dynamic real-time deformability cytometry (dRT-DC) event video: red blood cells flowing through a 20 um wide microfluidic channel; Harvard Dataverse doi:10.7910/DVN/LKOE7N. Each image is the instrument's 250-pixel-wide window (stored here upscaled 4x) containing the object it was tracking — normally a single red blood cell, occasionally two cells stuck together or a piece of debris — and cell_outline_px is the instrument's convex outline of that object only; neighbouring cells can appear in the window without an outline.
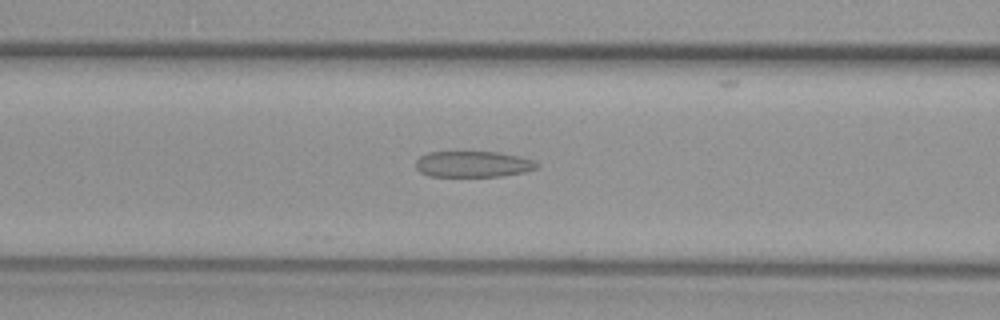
{"species": "common noctule bat (a hibernating species)", "species_latin": "Nyctalus noctula", "temperature_condition": "warm", "stored_images_in_passage": 39, "camera_frame_rate_fps": 3000, "um_per_image_px": 0.085, "animal": {"sex": "female", "body_mass_g": 29.2, "forearm_length_mm": 56.3}, "frame": {"image": 1, "passage_image": 9, "time_ms": 2.667, "image_size_px": [1000, 320], "cell_outline_px": [[540, 168], [524, 172], [504, 176], [428, 176], [420, 172], [416, 168], [416, 160], [420, 156], [428, 152], [496, 152], [516, 156], [532, 160], [540, 164]], "centroid_in_image_um": [40.21, 13.96], "position_along_channel_um": 126.4, "area_um2": 18.38}}
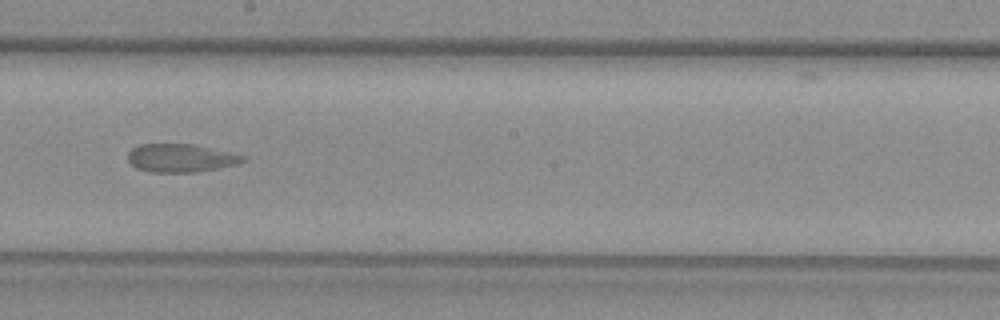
{"frame": {"image": 2, "passage_image": 17, "time_ms": 5.333, "image_size_px": [1000, 320], "cell_outline_px": [[248, 160], [236, 164], [196, 172], [148, 172], [136, 168], [128, 160], [128, 152], [132, 148], [140, 144], [192, 144], [228, 152], [244, 156]], "centroid_in_image_um": [15.32, 13.43], "position_along_channel_um": 232.9, "area_um2": 18.73}}
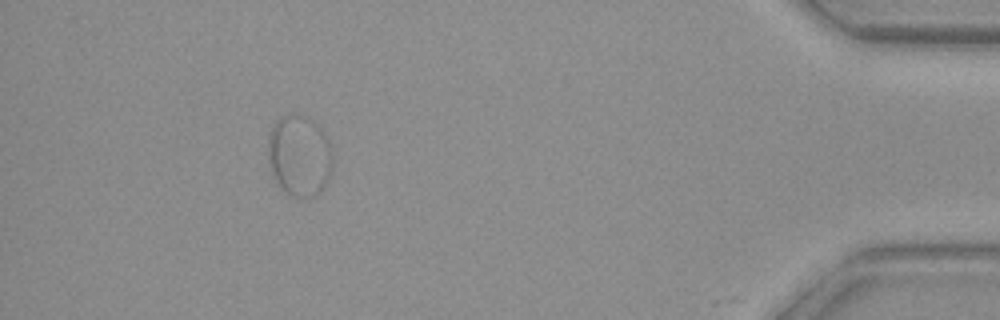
{"frame": {"image": 3, "passage_image": 35, "time_ms": 11.333, "image_size_px": [1000, 320], "cell_outline_px": [[332, 172], [324, 188], [320, 192], [312, 196], [288, 196], [280, 188], [272, 172], [268, 156], [268, 136], [276, 120], [292, 112], [296, 112], [312, 120], [328, 136], [332, 144]], "centroid_in_image_um": [25.47, 13.21], "position_along_channel_um": 409.7, "area_um2": 31.04}}